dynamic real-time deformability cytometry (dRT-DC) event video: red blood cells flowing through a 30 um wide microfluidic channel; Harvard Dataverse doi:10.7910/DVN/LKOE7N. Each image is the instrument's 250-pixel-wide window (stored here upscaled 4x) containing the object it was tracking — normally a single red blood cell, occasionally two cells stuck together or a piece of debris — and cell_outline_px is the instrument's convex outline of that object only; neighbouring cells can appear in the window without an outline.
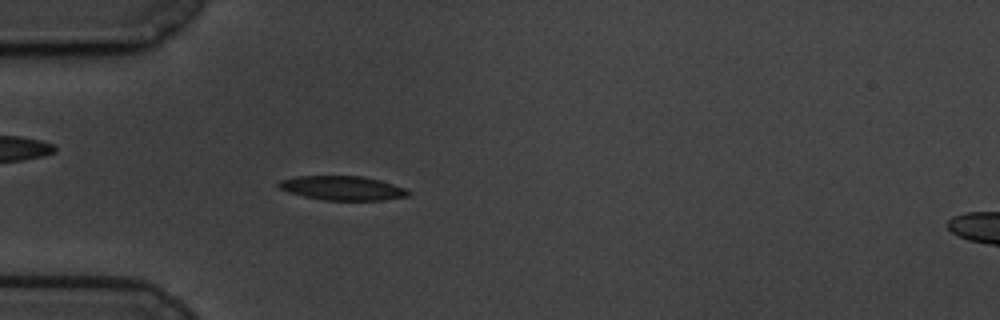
{"species": "common noctule bat (a hibernating species)", "species_latin": "Nyctalus noctula", "temperature_condition": "cold", "stored_images_in_passage": 59, "camera_frame_rate_fps": 3000, "um_per_image_px": 0.085, "animal": {"sex": "male", "body_mass_g": 19.5, "forearm_length_mm": 54.6}, "frame": {"image": 1, "passage_image": 17, "time_ms": 5.333, "image_size_px": [1000, 320], "cell_outline_px": [[412, 192], [408, 196], [380, 200], [324, 200], [304, 196], [288, 192], [280, 188], [276, 184], [280, 180], [296, 176], [364, 176], [380, 180], [404, 188]], "centroid_in_image_um": [29.09, 15.98], "position_along_channel_um": 55.9, "area_um2": 18.21}}
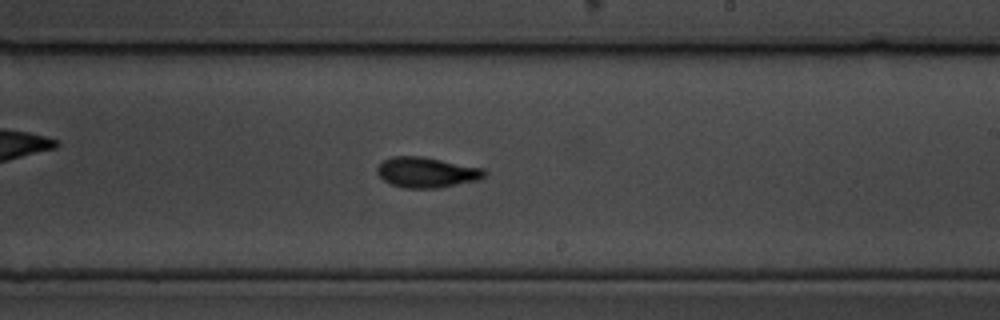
{"frame": {"image": 2, "passage_image": 35, "time_ms": 11.333, "image_size_px": [1000, 320], "cell_outline_px": [[488, 172], [480, 180], [436, 188], [404, 188], [388, 184], [376, 172], [376, 168], [384, 160], [392, 156], [420, 156], [484, 168]], "centroid_in_image_um": [36.26, 14.66], "position_along_channel_um": 252.7, "area_um2": 19.07}}
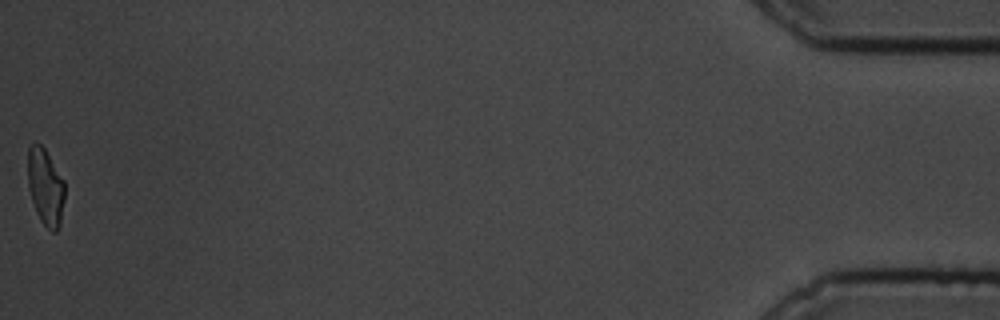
{"frame": {"image": 3, "passage_image": 59, "time_ms": 19.333, "image_size_px": [1000, 320], "cell_outline_px": [[64, 200], [60, 224], [56, 232], [52, 232], [40, 220], [36, 212], [28, 188], [28, 148], [36, 140], [44, 148], [64, 180]], "centroid_in_image_um": [3.86, 15.88], "position_along_channel_um": 431.3, "area_um2": 16.47}, "authors_computed_cell_mechanics": {"area_um2": 18.1492, "velocity_mm_per_s": 3.3925, "shape_relaxation_time_tau1_ms": 3.1772, "shape_relaxation_time_tau2_ms": 1.7715, "deformation_change_tau1": 0.1386, "deformation_change_tau2": 0.0753}}